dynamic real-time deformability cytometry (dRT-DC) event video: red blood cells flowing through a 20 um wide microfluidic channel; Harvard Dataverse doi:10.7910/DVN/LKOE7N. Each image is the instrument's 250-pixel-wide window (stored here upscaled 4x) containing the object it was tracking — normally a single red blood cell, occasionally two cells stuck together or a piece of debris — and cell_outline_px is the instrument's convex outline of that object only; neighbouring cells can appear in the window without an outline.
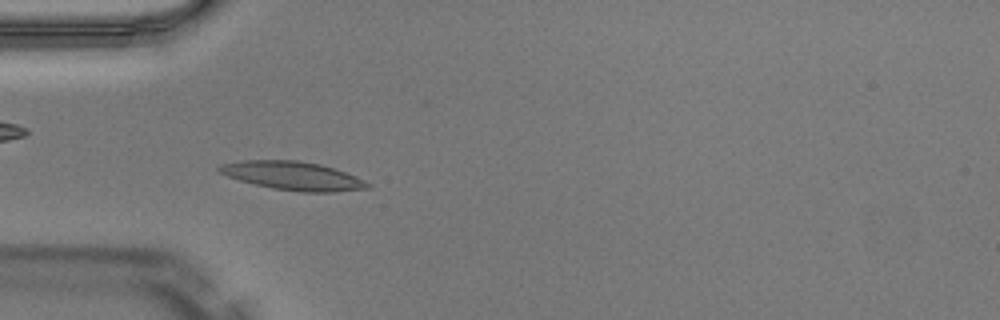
{"species": "Egyptian fruit bat (a non-hibernating species)", "species_latin": "Rousettus aegyptiacus", "temperature_condition": "warm", "stored_images_in_passage": 49, "camera_frame_rate_fps": 3000, "um_per_image_px": 0.085, "animal": {"sex": "male"}, "frame": {"image": 1, "passage_image": 15, "time_ms": 4.667, "image_size_px": [1000, 320], "cell_outline_px": [[372, 188], [332, 192], [300, 192], [272, 188], [240, 180], [216, 172], [216, 168], [220, 164], [240, 160], [300, 160], [320, 164], [356, 176], [372, 184]], "centroid_in_image_um": [24.88, 14.94], "position_along_channel_um": 60.1, "area_um2": 24.8}, "authors_computed_cell_mechanics": {"area_um2": 22.542, "velocity_mm_per_s": 4.046, "shape_relaxation_time_tau1_ms": 6.227, "shape_relaxation_time_tau2_ms": 3.1394, "deformation_change_tau1": 0.1796, "deformation_change_tau2": 0.0923}}